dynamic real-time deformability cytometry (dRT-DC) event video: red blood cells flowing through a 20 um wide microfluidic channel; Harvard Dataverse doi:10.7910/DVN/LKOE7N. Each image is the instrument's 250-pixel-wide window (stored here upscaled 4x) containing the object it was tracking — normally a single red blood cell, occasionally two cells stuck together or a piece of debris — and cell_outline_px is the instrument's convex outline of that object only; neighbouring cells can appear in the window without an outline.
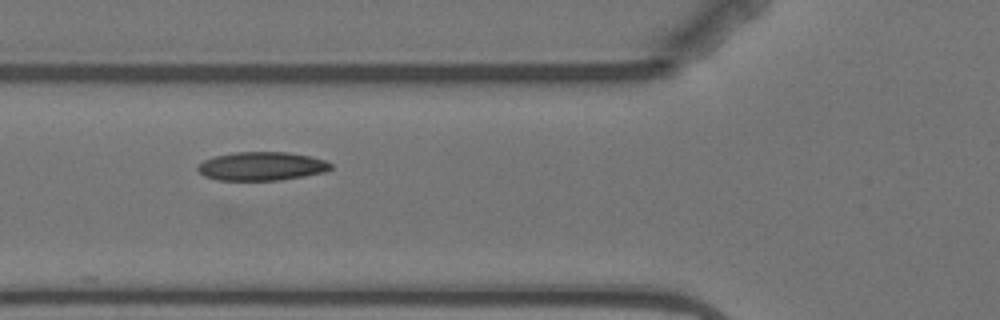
{"species": "Egyptian fruit bat (a non-hibernating species)", "species_latin": "Rousettus aegyptiacus", "temperature_condition": "warm", "stored_images_in_passage": 5, "camera_frame_rate_fps": 3000, "um_per_image_px": 0.085, "animal": {"sex": "female"}, "frame": {"image": 1, "passage_image": 4, "time_ms": 3.667, "image_size_px": [1000, 320], "cell_outline_px": [[332, 168], [324, 172], [304, 176], [280, 180], [216, 180], [204, 176], [196, 168], [204, 160], [216, 156], [236, 152], [288, 152], [308, 156], [324, 160], [332, 164]], "centroid_in_image_um": [22.24, 14.13], "position_along_channel_um": 103.6, "area_um2": 22.02}}
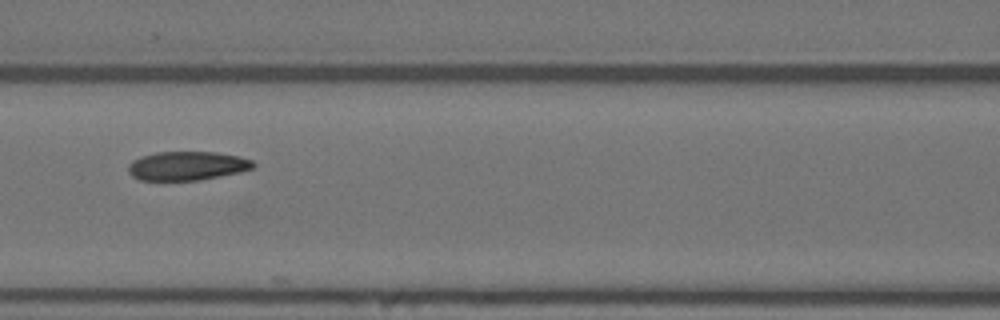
{"frame": {"image": 2, "passage_image": 5, "time_ms": 5.0, "image_size_px": [1000, 320], "cell_outline_px": [[256, 164], [252, 168], [240, 172], [200, 180], [140, 180], [132, 176], [128, 172], [128, 164], [132, 160], [140, 156], [156, 152], [216, 152], [236, 156], [252, 160]], "centroid_in_image_um": [15.87, 14.09], "position_along_channel_um": 150.7, "area_um2": 21.04}}